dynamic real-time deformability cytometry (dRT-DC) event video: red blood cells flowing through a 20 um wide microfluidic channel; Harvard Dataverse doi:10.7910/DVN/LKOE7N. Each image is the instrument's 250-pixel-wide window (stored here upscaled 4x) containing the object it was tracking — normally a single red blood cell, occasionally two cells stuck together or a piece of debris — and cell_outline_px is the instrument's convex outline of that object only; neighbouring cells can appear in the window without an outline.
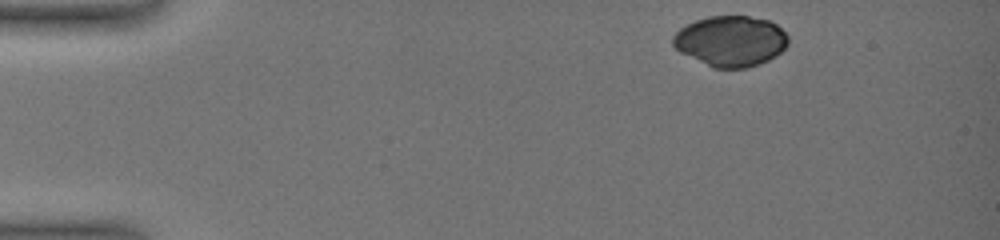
{"species": "common noctule bat (a hibernating species)", "species_latin": "Nyctalus noctula", "temperature_condition": "warm", "stored_images_in_passage": 9, "camera_frame_rate_fps": 3000, "um_per_image_px": 0.085, "animal": {"sex": "female", "body_mass_g": 19.0, "forearm_length_mm": 51.5}, "frame": {"image": 1, "passage_image": 1, "time_ms": 0.0, "image_size_px": [1000, 240], "cell_outline_px": [[788, 44], [776, 56], [760, 64], [748, 68], [712, 68], [680, 52], [672, 44], [672, 36], [680, 28], [696, 20], [708, 16], [748, 16], [768, 20], [776, 24], [788, 36]], "centroid_in_image_um": [62.1, 3.5], "position_along_channel_um": 22.9, "area_um2": 34.04}}